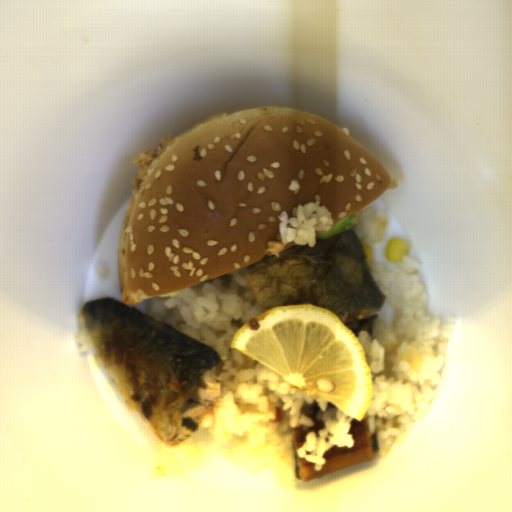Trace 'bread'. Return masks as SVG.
<instances>
[{"mask_svg":"<svg viewBox=\"0 0 512 512\" xmlns=\"http://www.w3.org/2000/svg\"><path fill=\"white\" fill-rule=\"evenodd\" d=\"M173 138L126 206L117 258L126 306L291 248L279 215L292 218L299 204L321 206L335 225L392 183L346 131L296 108L221 112Z\"/></svg>","mask_w":512,"mask_h":512,"instance_id":"bread-1","label":"bread"}]
</instances>
